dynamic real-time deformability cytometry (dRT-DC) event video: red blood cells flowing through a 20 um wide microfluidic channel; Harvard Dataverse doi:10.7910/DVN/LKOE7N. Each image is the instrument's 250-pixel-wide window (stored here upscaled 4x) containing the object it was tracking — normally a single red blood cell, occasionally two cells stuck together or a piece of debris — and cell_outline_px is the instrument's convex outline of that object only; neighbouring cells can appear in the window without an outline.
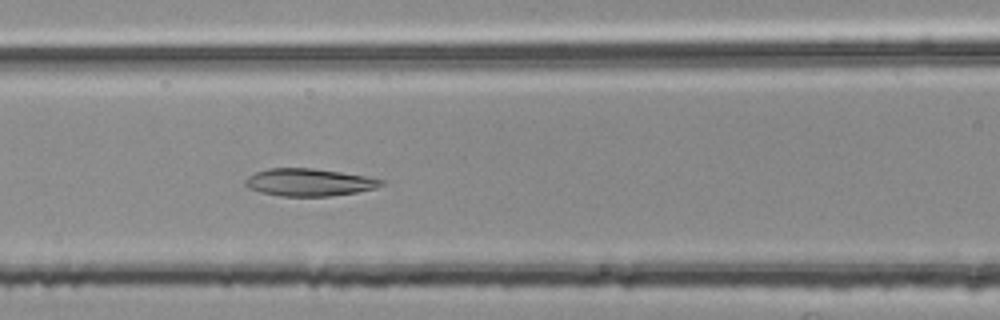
{"species": "common noctule bat (a hibernating species)", "species_latin": "Nyctalus noctula", "temperature_condition": "room temperature", "stored_images_in_passage": 48, "camera_frame_rate_fps": 3000, "um_per_image_px": 0.085, "animal": {"sex": "female", "body_mass_g": 25.1}, "frame": {"image": 1, "passage_image": 22, "time_ms": 7.0, "image_size_px": [1000, 320], "cell_outline_px": [[384, 184], [372, 188], [356, 192], [328, 196], [280, 196], [260, 192], [248, 188], [244, 184], [244, 180], [248, 176], [256, 172], [268, 168], [312, 168], [340, 172], [364, 176], [384, 180]], "centroid_in_image_um": [26.2, 15.49], "position_along_channel_um": 140.4, "area_um2": 21.56}}
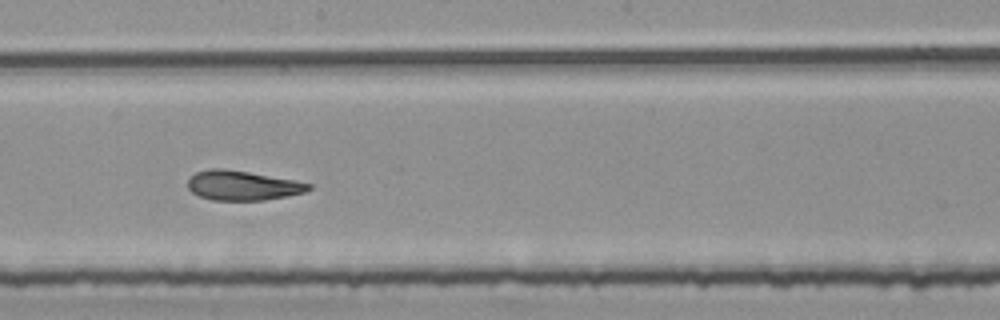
{"frame": {"image": 2, "passage_image": 29, "time_ms": 9.333, "image_size_px": [1000, 320], "cell_outline_px": [[312, 188], [304, 192], [264, 200], [212, 200], [200, 196], [192, 192], [188, 188], [188, 180], [196, 172], [212, 168], [224, 168], [296, 180], [312, 184]], "centroid_in_image_um": [20.61, 15.76], "position_along_channel_um": 227.6, "area_um2": 20.69}}
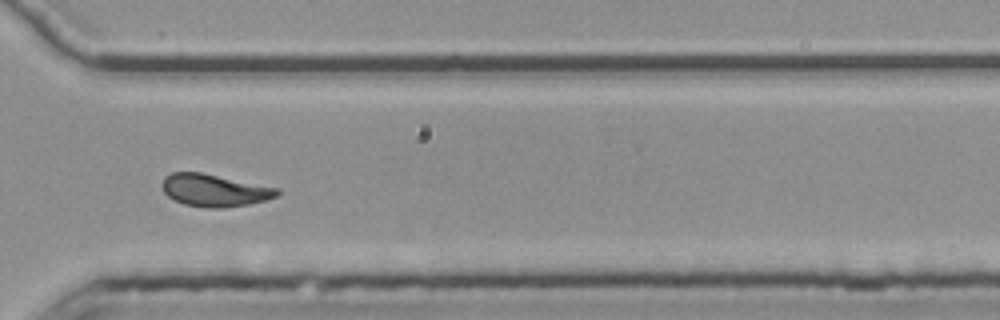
{"frame": {"image": 3, "passage_image": 39, "time_ms": 12.667, "image_size_px": [1000, 320], "cell_outline_px": [[280, 196], [248, 204], [224, 208], [204, 208], [184, 204], [168, 196], [164, 192], [164, 176], [172, 172], [200, 172], [280, 188]], "centroid_in_image_um": [18.27, 16.18], "position_along_channel_um": 352.3, "area_um2": 21.62}, "authors_computed_cell_mechanics": {"area_um2": 21.8773, "velocity_mm_per_s": 3.7456, "shape_relaxation_time_tau1_ms": 10.3892, "shape_relaxation_time_tau2_ms": 2.9111, "deformation_change_tau1": 0.2493, "deformation_change_tau2": 0.1077}}